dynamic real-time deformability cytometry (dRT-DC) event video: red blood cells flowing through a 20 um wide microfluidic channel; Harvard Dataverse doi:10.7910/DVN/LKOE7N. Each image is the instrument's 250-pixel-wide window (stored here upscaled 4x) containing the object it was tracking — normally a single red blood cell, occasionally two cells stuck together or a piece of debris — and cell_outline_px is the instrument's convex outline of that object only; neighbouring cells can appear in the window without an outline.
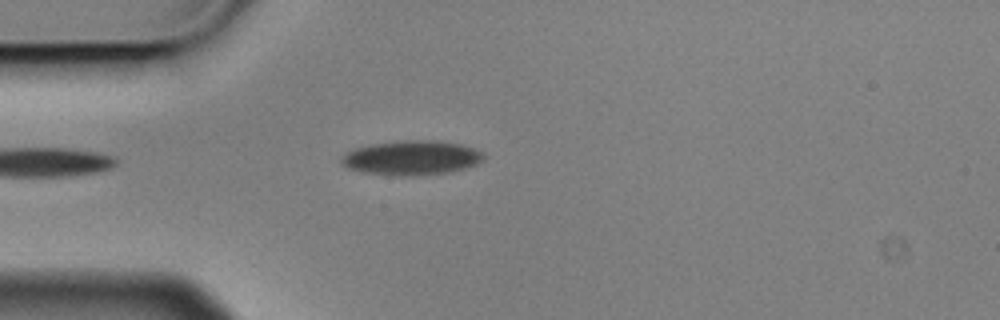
{"species": "Egyptian fruit bat (a non-hibernating species)", "species_latin": "Rousettus aegyptiacus", "temperature_condition": "cold", "stored_images_in_passage": 5, "camera_frame_rate_fps": 3000, "um_per_image_px": 0.085, "animal": {"sex": "male"}, "frame": {"image": 1, "passage_image": 4, "time_ms": 1.0, "image_size_px": [1000, 320], "cell_outline_px": [[484, 160], [476, 164], [464, 168], [448, 172], [364, 172], [348, 168], [340, 164], [340, 160], [348, 152], [356, 148], [372, 144], [404, 140], [436, 140], [460, 144], [472, 148], [480, 152], [484, 156]], "centroid_in_image_um": [35.0, 13.34], "position_along_channel_um": 50.0, "area_um2": 26.88}}